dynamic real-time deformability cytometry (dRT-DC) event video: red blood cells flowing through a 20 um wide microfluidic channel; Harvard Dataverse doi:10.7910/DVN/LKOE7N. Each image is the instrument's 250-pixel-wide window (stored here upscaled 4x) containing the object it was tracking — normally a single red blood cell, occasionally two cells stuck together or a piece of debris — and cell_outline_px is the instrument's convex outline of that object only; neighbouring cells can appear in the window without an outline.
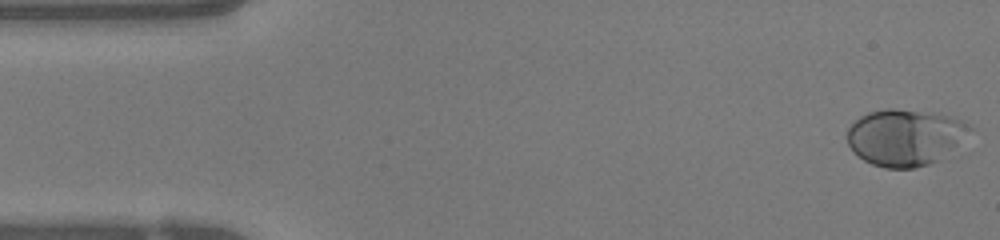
{"species": "human", "species_latin": "Homo sapiens", "temperature_condition": "warm", "stored_images_in_passage": 49, "camera_frame_rate_fps": 3000, "um_per_image_px": 0.085, "donor": {"sex": "female"}, "frame": {"image": 1, "passage_image": 1, "time_ms": 0.0, "image_size_px": [1000, 240], "cell_outline_px": [[972, 128], [960, 156], [916, 168], [884, 168], [872, 164], [864, 160], [848, 144], [848, 128], [860, 116], [868, 112], [888, 108], [892, 108], [940, 112], [956, 116], [968, 124]], "centroid_in_image_um": [77.15, 11.69], "position_along_channel_um": 7.9, "area_um2": 42.43}}
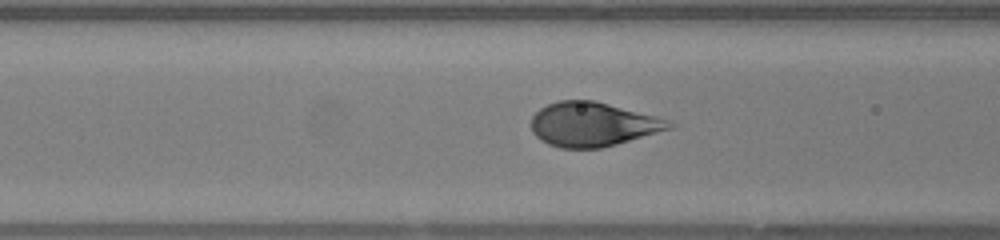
{"frame": {"image": 2, "passage_image": 18, "time_ms": 5.667, "image_size_px": [1000, 240], "cell_outline_px": [[676, 124], [672, 128], [616, 144], [600, 148], [560, 148], [548, 144], [540, 140], [532, 132], [532, 116], [540, 108], [548, 104], [560, 100], [592, 100], [656, 116], [668, 120]], "centroid_in_image_um": [50.36, 10.57], "position_along_channel_um": 116.2, "area_um2": 35.26}}
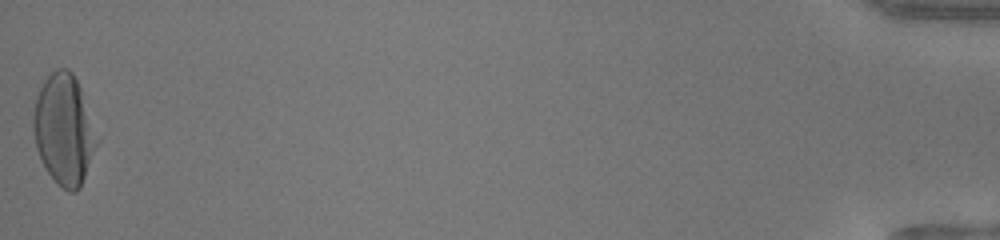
{"frame": {"image": 3, "passage_image": 49, "time_ms": 16.0, "image_size_px": [1000, 240], "cell_outline_px": [[100, 140], [80, 188], [76, 192], [68, 192], [48, 172], [36, 148], [32, 128], [32, 116], [36, 96], [44, 80], [56, 68], [68, 68], [72, 72], [80, 88]], "centroid_in_image_um": [5.45, 11.0], "position_along_channel_um": 429.8, "area_um2": 40.86}, "authors_computed_cell_mechanics": {"area_um2": 36.9342, "velocity_mm_per_s": 4.0738, "shape_relaxation_time_tau1_ms": 2.622, "shape_relaxation_time_tau2_ms": null, "deformation_change_tau1": 0.1924, "deformation_change_tau2": null}}